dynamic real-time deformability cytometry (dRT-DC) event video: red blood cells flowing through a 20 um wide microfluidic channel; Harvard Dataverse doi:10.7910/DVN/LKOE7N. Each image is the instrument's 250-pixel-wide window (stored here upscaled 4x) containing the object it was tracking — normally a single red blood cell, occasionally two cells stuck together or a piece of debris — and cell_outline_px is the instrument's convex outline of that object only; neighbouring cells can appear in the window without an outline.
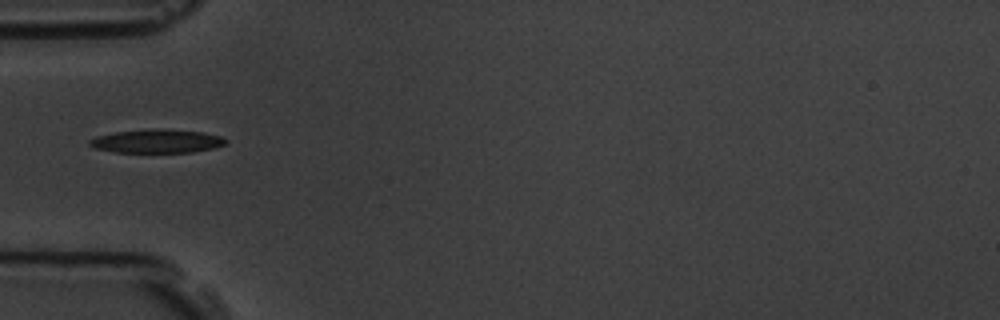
{"species": "common noctule bat (a hibernating species)", "species_latin": "Nyctalus noctula", "temperature_condition": "room temperature", "stored_images_in_passage": 6, "camera_frame_rate_fps": 3000, "um_per_image_px": 0.085, "animal": {"sex": "male", "body_mass_g": 19.5, "forearm_length_mm": 54.6}, "frame": {"image": 1, "passage_image": 6, "time_ms": 5.667, "image_size_px": [1000, 320], "cell_outline_px": [[228, 140], [224, 144], [216, 148], [192, 152], [116, 152], [92, 148], [88, 144], [88, 140], [96, 136], [116, 132], [152, 128], [156, 128], [204, 132], [220, 136]], "centroid_in_image_um": [13.32, 11.99], "position_along_channel_um": 71.7, "area_um2": 18.84}}